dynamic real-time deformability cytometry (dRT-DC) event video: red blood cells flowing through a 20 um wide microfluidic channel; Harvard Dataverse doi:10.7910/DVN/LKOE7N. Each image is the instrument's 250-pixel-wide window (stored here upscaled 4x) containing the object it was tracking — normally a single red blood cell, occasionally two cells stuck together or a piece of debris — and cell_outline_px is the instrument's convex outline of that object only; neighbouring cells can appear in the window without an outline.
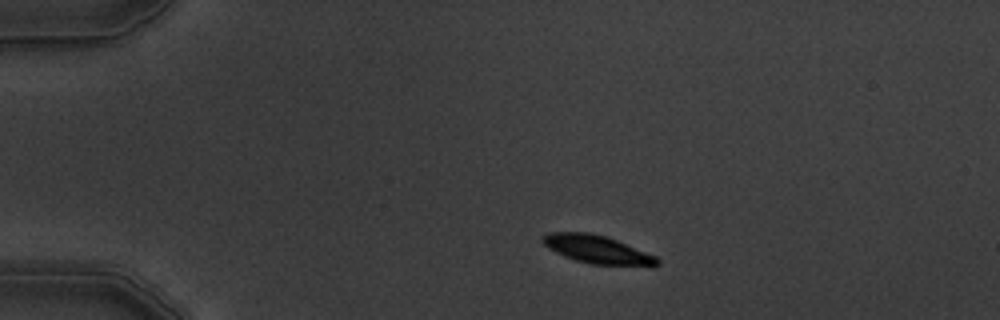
{"species": "common noctule bat (a hibernating species)", "species_latin": "Nyctalus noctula", "temperature_condition": "warm", "stored_images_in_passage": 9, "camera_frame_rate_fps": 3000, "um_per_image_px": 0.085, "animal": {"sex": "male", "body_mass_g": 19.5, "forearm_length_mm": 54.6}, "frame": {"image": 1, "passage_image": 1, "time_ms": 0.0, "image_size_px": [1000, 320], "cell_outline_px": [[660, 264], [652, 268], [592, 264], [576, 260], [564, 256], [548, 248], [540, 240], [540, 236], [548, 232], [588, 232], [604, 236], [616, 240], [656, 256], [660, 260]], "centroid_in_image_um": [50.81, 21.23], "position_along_channel_um": 34.2, "area_um2": 19.19}}